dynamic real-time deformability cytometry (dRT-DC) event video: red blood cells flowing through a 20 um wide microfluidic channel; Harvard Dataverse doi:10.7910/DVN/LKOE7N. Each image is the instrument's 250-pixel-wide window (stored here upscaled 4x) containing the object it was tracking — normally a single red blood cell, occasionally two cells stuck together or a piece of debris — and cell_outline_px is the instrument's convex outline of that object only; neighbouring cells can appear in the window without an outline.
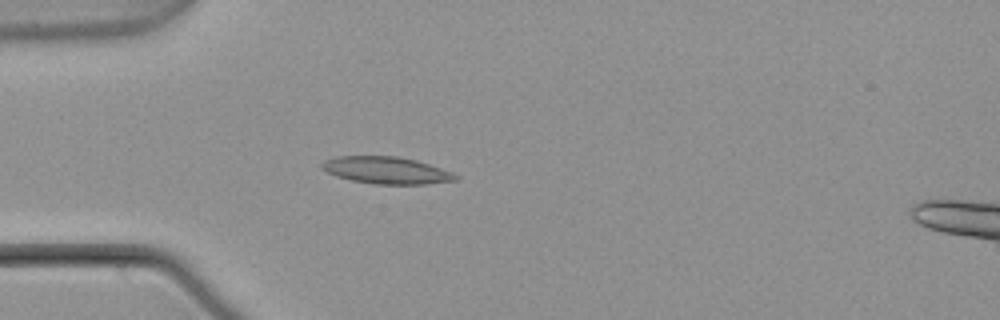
{"species": "common noctule bat (a hibernating species)", "species_latin": "Nyctalus noctula", "temperature_condition": "warm", "stored_images_in_passage": 4, "camera_frame_rate_fps": 3000, "um_per_image_px": 0.085, "animal": {"sex": "male", "body_mass_g": 21.5, "forearm_length_mm": 52.0}, "frame": {"image": 1, "passage_image": 4, "time_ms": 1.0, "image_size_px": [1000, 320], "cell_outline_px": [[460, 176], [456, 180], [428, 184], [376, 184], [352, 180], [336, 176], [320, 168], [320, 164], [324, 160], [336, 156], [396, 156], [416, 160], [452, 172]], "centroid_in_image_um": [32.83, 14.47], "position_along_channel_um": 52.2, "area_um2": 21.04}}